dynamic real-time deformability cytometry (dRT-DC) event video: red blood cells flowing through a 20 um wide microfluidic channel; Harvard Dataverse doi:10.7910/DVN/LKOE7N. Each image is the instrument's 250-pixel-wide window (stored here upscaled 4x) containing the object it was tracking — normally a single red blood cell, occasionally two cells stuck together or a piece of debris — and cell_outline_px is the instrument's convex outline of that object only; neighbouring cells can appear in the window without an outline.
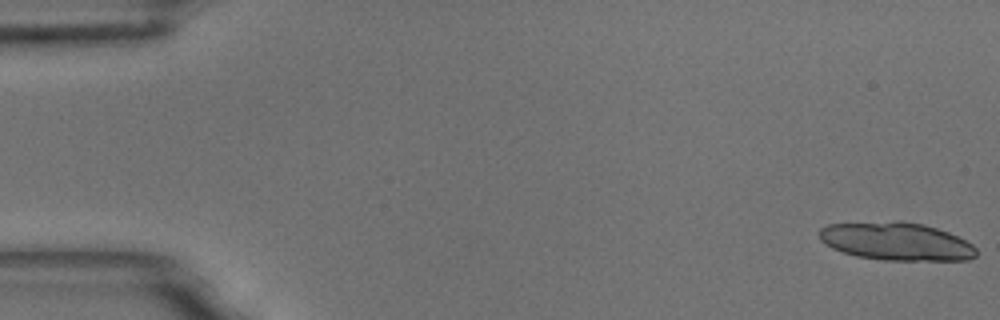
{"species": "common noctule bat (a hibernating species)", "species_latin": "Nyctalus noctula", "temperature_condition": "room temperature", "stored_images_in_passage": 16, "camera_frame_rate_fps": 3000, "um_per_image_px": 0.085, "animal": {"sex": "male", "body_mass_g": 18.8}, "frame": {"image": 1, "passage_image": 1, "time_ms": 0.0, "image_size_px": [1000, 320], "cell_outline_px": [[976, 256], [968, 260], [880, 260], [856, 256], [832, 248], [824, 244], [820, 240], [820, 228], [828, 224], [896, 220], [900, 220], [924, 224], [948, 232], [972, 244], [976, 248]], "centroid_in_image_um": [76.17, 20.51], "position_along_channel_um": 8.8, "area_um2": 34.97}}